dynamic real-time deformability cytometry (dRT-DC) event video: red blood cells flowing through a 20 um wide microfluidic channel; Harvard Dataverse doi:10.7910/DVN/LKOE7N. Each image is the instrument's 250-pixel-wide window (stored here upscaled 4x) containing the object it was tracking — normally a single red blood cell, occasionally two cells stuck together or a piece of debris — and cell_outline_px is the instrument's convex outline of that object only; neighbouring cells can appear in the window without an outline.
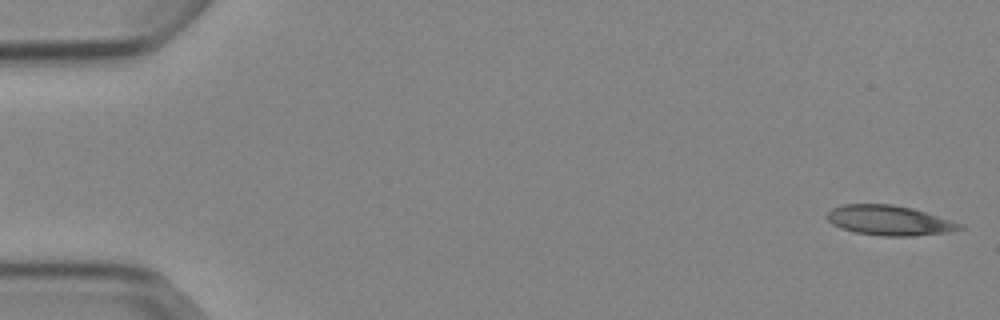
{"species": "Egyptian fruit bat (a non-hibernating species)", "species_latin": "Rousettus aegyptiacus", "temperature_condition": "cold", "stored_images_in_passage": 5, "camera_frame_rate_fps": 3000, "um_per_image_px": 0.085, "animal": {"sex": "female"}, "frame": {"image": 1, "passage_image": 1, "time_ms": 0.0, "image_size_px": [1000, 320], "cell_outline_px": [[968, 228], [956, 232], [912, 236], [880, 236], [856, 232], [840, 228], [832, 224], [824, 216], [832, 208], [844, 204], [892, 204], [912, 208], [964, 224]], "centroid_in_image_um": [75.65, 18.75], "position_along_channel_um": 9.3, "area_um2": 23.52}}